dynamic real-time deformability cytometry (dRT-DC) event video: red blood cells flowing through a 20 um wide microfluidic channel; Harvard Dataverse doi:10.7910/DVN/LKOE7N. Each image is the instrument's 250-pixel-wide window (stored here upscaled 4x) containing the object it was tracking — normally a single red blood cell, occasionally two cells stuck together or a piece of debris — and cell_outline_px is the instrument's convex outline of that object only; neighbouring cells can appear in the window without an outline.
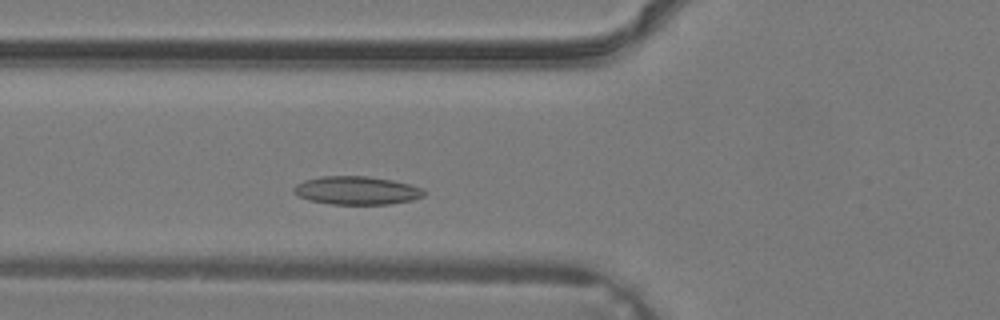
{"species": "common noctule bat (a hibernating species)", "species_latin": "Nyctalus noctula", "temperature_condition": "warm", "stored_images_in_passage": 31, "camera_frame_rate_fps": 3000, "um_per_image_px": 0.085, "animal": {"sex": "male", "body_mass_g": 19.2, "forearm_length_mm": 51.8}, "frame": {"image": 1, "passage_image": 7, "time_ms": 2.0, "image_size_px": [1000, 320], "cell_outline_px": [[424, 196], [412, 200], [388, 204], [332, 204], [308, 200], [292, 192], [292, 188], [296, 184], [304, 180], [320, 176], [368, 176], [392, 180], [424, 188]], "centroid_in_image_um": [30.29, 16.18], "position_along_channel_um": 95.5, "area_um2": 21.5}}
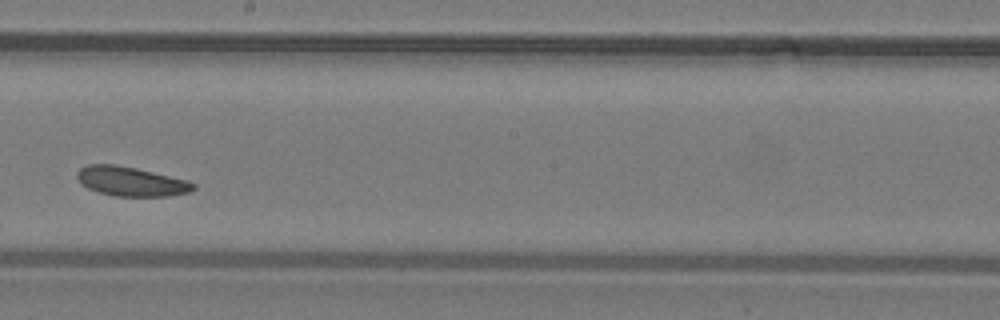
{"frame": {"image": 2, "passage_image": 15, "time_ms": 4.667, "image_size_px": [1000, 320], "cell_outline_px": [[196, 188], [188, 192], [168, 196], [116, 196], [100, 192], [88, 188], [80, 184], [76, 176], [76, 172], [80, 168], [88, 164], [116, 164], [136, 168], [188, 180], [196, 184]], "centroid_in_image_um": [11.12, 15.41], "position_along_channel_um": 237.1, "area_um2": 19.94}}
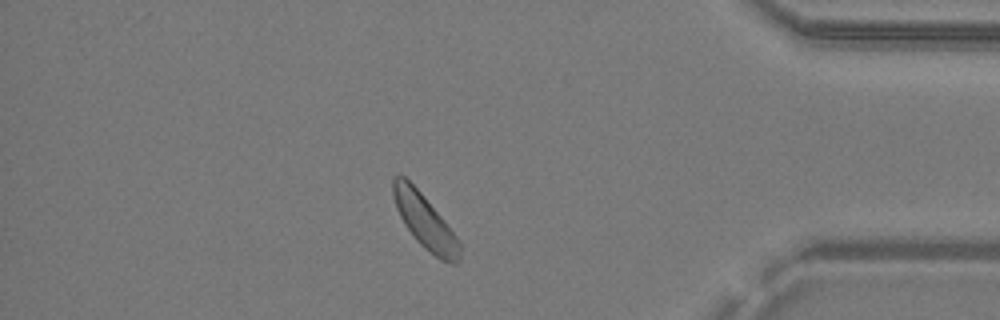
{"frame": {"image": 3, "passage_image": 26, "time_ms": 8.333, "image_size_px": [1000, 320], "cell_outline_px": [[460, 260], [456, 264], [452, 264], [440, 260], [424, 248], [416, 240], [404, 224], [396, 208], [392, 196], [392, 180], [400, 172], [420, 192], [440, 216], [456, 236], [460, 244]], "centroid_in_image_um": [36.09, 18.83], "position_along_channel_um": 399.1, "area_um2": 20.81}}